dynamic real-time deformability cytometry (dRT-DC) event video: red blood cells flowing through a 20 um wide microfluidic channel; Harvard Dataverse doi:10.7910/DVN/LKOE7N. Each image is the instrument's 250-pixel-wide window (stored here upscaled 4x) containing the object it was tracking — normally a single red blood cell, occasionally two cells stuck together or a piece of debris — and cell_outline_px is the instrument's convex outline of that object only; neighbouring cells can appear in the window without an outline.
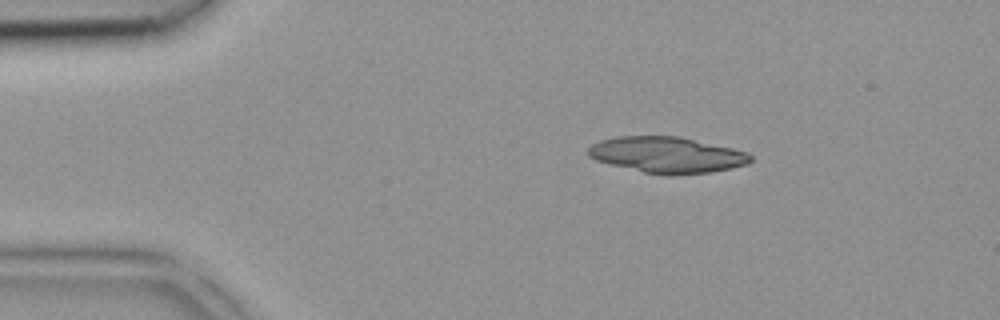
{"species": "common noctule bat (a hibernating species)", "species_latin": "Nyctalus noctula", "temperature_condition": "room temperature", "stored_images_in_passage": 4, "segment_of_instrument_passage": [2, 2], "camera_frame_rate_fps": 3000, "um_per_image_px": 0.085, "animal": {"sex": "female", "body_mass_g": 18.4}, "frame": {"image": 1, "passage_image": 4, "time_ms": 1.0, "image_size_px": [1000, 320], "cell_outline_px": [[752, 160], [748, 164], [732, 168], [712, 172], [644, 172], [596, 160], [588, 156], [588, 148], [592, 144], [600, 140], [616, 136], [680, 136], [732, 148], [748, 152], [752, 156]], "centroid_in_image_um": [56.7, 13.12], "position_along_channel_um": 28.3, "area_um2": 33.23}}